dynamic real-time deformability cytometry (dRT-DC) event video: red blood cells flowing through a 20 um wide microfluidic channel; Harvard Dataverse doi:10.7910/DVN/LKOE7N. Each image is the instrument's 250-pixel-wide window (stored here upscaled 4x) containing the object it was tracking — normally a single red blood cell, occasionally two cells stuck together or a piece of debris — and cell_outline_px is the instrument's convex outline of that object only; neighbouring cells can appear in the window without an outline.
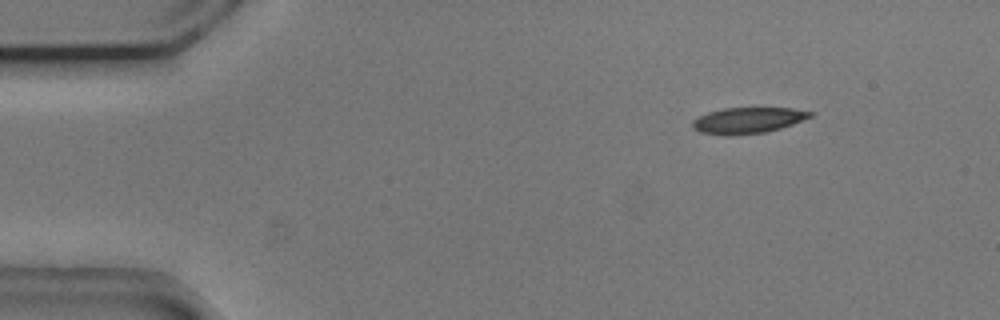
{"species": "common noctule bat (a hibernating species)", "species_latin": "Nyctalus noctula", "temperature_condition": "cold", "stored_images_in_passage": 48, "camera_frame_rate_fps": 3000, "um_per_image_px": 0.085, "animal": {"sex": "male", "body_mass_g": 20.5, "forearm_length_mm": 52.5}, "frame": {"image": 1, "passage_image": 1, "time_ms": 0.0, "image_size_px": [1000, 320], "cell_outline_px": [[816, 112], [812, 116], [792, 124], [780, 128], [764, 132], [728, 136], [700, 132], [692, 128], [692, 120], [708, 112], [724, 108], [792, 108]], "centroid_in_image_um": [63.56, 10.23], "position_along_channel_um": 21.4, "area_um2": 17.8}}
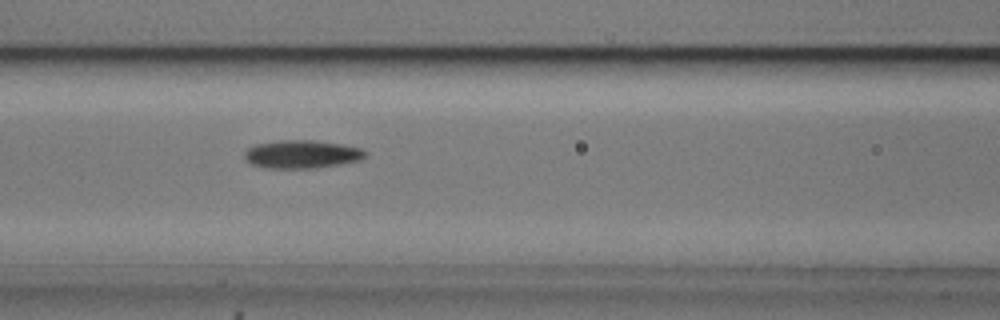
{"frame": {"image": 2, "passage_image": 17, "time_ms": 5.333, "image_size_px": [1000, 320], "cell_outline_px": [[368, 156], [360, 160], [316, 168], [268, 168], [252, 164], [244, 156], [244, 152], [248, 148], [256, 144], [284, 140], [312, 140], [340, 144], [360, 148], [368, 152]], "centroid_in_image_um": [25.68, 13.11], "position_along_channel_um": 140.9, "area_um2": 19.65}}
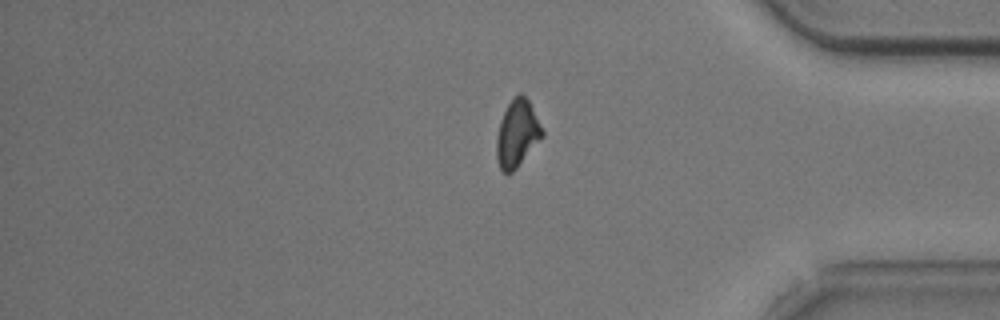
{"frame": {"image": 3, "passage_image": 39, "time_ms": 12.667, "image_size_px": [1000, 320], "cell_outline_px": [[544, 136], [516, 168], [512, 172], [504, 172], [500, 168], [496, 156], [496, 136], [500, 120], [508, 104], [520, 92], [528, 100], [544, 132]], "centroid_in_image_um": [43.95, 11.36], "position_along_channel_um": 391.3, "area_um2": 17.57}, "authors_computed_cell_mechanics": {"area_um2": 18.7272, "velocity_mm_per_s": 3.7156, "shape_relaxation_time_tau1_ms": 2.3817, "shape_relaxation_time_tau2_ms": null, "deformation_change_tau1": 0.1061, "deformation_change_tau2": null}}